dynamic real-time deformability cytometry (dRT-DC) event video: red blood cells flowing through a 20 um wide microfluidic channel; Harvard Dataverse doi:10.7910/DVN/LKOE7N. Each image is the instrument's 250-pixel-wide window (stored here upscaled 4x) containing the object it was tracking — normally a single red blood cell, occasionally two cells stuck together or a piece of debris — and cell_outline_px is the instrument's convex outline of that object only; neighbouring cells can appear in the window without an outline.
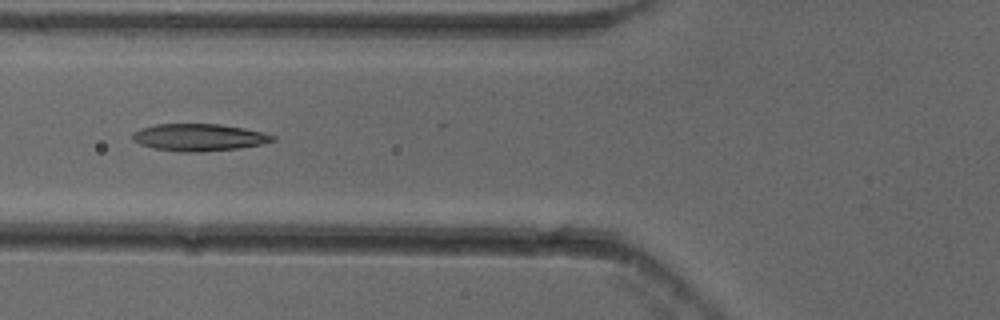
{"species": "common noctule bat (a hibernating species)", "species_latin": "Nyctalus noctula", "temperature_condition": "cold", "stored_images_in_passage": 25, "camera_frame_rate_fps": 3000, "um_per_image_px": 0.085, "animal": {"sex": "female"}, "frame": {"image": 1, "passage_image": 21, "time_ms": 6.667, "image_size_px": [1000, 320], "cell_outline_px": [[276, 140], [260, 144], [240, 148], [200, 152], [180, 152], [152, 148], [140, 144], [132, 140], [132, 132], [140, 128], [156, 124], [220, 124], [244, 128], [264, 132], [276, 136]], "centroid_in_image_um": [16.9, 11.67], "position_along_channel_um": 108.9, "area_um2": 22.37}}
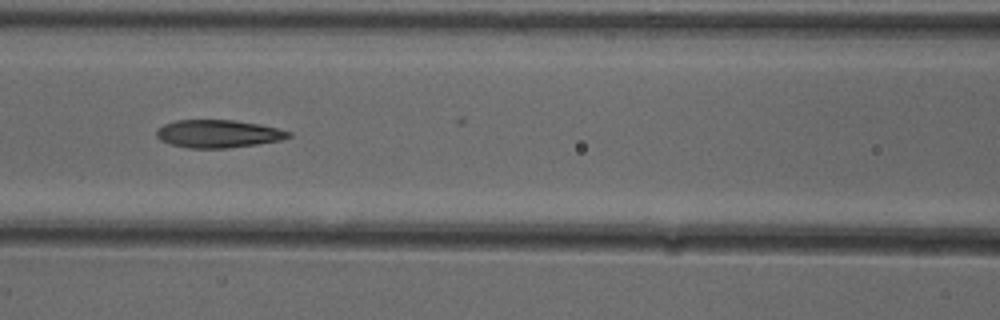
{"frame": {"image": 2, "passage_image": 24, "time_ms": 7.667, "image_size_px": [1000, 320], "cell_outline_px": [[292, 136], [280, 140], [256, 144], [228, 148], [188, 148], [172, 144], [160, 140], [156, 136], [156, 128], [164, 124], [176, 120], [236, 120], [260, 124], [292, 132]], "centroid_in_image_um": [18.53, 11.36], "position_along_channel_um": 148.1, "area_um2": 21.44}}